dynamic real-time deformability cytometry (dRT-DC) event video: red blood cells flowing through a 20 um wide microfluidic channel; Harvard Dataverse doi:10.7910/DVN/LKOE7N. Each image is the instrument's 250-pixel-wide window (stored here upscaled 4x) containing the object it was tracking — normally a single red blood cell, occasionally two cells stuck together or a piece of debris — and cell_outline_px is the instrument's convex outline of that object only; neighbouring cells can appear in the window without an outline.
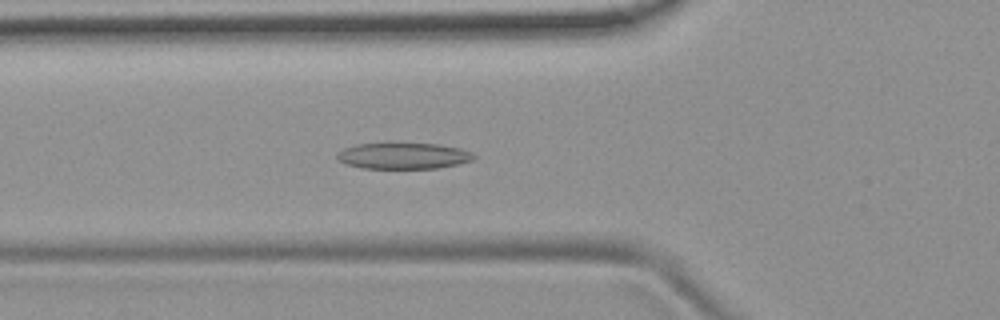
{"species": "common noctule bat (a hibernating species)", "species_latin": "Nyctalus noctula", "temperature_condition": "room temperature", "stored_images_in_passage": 52, "camera_frame_rate_fps": 3000, "um_per_image_px": 0.085, "animal": {"sex": "female", "body_mass_g": 19.9}, "frame": {"image": 1, "passage_image": 18, "time_ms": 5.667, "image_size_px": [1000, 320], "cell_outline_px": [[476, 156], [472, 160], [456, 164], [436, 168], [360, 168], [336, 160], [336, 152], [344, 148], [356, 144], [440, 144], [460, 148], [472, 152]], "centroid_in_image_um": [34.26, 13.25], "position_along_channel_um": 91.5, "area_um2": 20.69}}
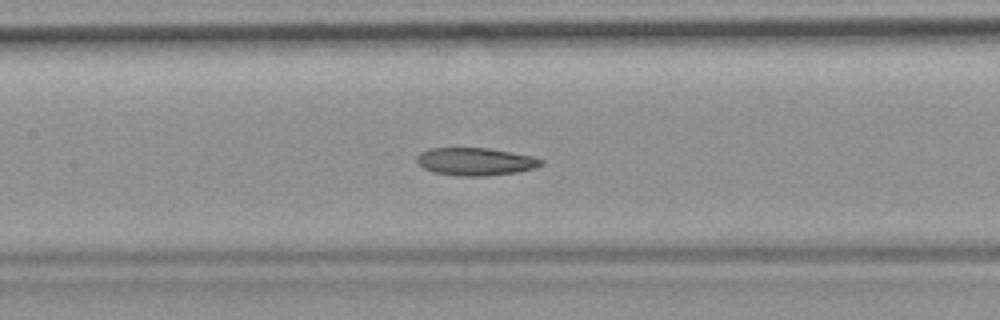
{"frame": {"image": 2, "passage_image": 24, "time_ms": 7.667, "image_size_px": [1000, 320], "cell_outline_px": [[544, 164], [536, 168], [516, 172], [484, 176], [456, 176], [432, 172], [424, 168], [416, 160], [416, 156], [420, 152], [428, 148], [488, 148], [532, 156], [544, 160]], "centroid_in_image_um": [40.4, 13.73], "position_along_channel_um": 167.0, "area_um2": 20.17}}
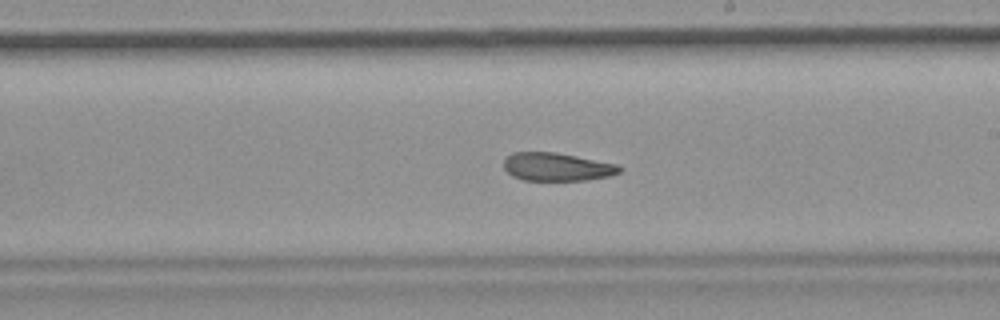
{"frame": {"image": 3, "passage_image": 30, "time_ms": 9.667, "image_size_px": [1000, 320], "cell_outline_px": [[624, 168], [620, 172], [612, 176], [588, 180], [524, 180], [512, 176], [504, 168], [504, 160], [512, 152], [556, 152], [620, 164]], "centroid_in_image_um": [47.41, 14.18], "position_along_channel_um": 241.6, "area_um2": 19.25}, "authors_computed_cell_mechanics": {"area_um2": 21.2126, "velocity_mm_per_s": 3.7586, "shape_relaxation_time_tau1_ms": null, "shape_relaxation_time_tau2_ms": 3.444, "deformation_change_tau1": null, "deformation_change_tau2": 0.1105}}